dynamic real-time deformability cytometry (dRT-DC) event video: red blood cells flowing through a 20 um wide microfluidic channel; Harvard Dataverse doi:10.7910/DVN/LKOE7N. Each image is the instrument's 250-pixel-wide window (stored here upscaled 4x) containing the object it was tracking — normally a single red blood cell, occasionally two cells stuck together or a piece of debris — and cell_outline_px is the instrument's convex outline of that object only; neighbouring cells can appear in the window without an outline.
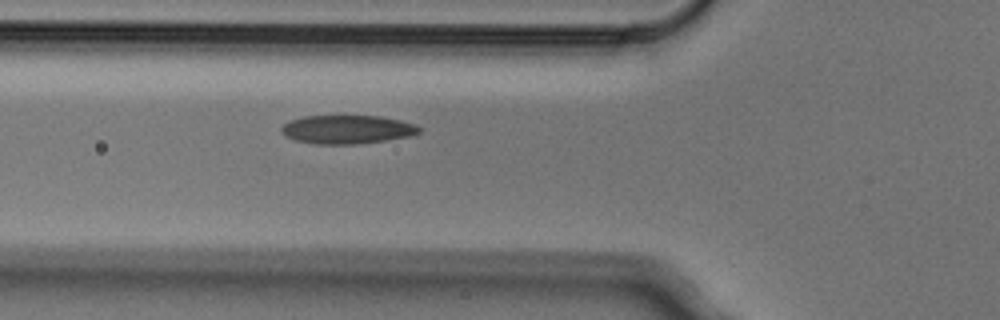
{"species": "Egyptian fruit bat (a non-hibernating species)", "species_latin": "Rousettus aegyptiacus", "temperature_condition": "cold", "stored_images_in_passage": 6, "camera_frame_rate_fps": 3000, "um_per_image_px": 0.085, "animal": {"sex": "male"}, "frame": {"image": 1, "passage_image": 6, "time_ms": 1.667, "image_size_px": [1000, 320], "cell_outline_px": [[420, 132], [408, 136], [384, 140], [356, 144], [316, 144], [296, 140], [284, 136], [280, 132], [280, 128], [288, 120], [304, 116], [380, 116], [400, 120], [416, 124], [420, 128]], "centroid_in_image_um": [29.46, 10.99], "position_along_channel_um": 96.3, "area_um2": 22.95}}